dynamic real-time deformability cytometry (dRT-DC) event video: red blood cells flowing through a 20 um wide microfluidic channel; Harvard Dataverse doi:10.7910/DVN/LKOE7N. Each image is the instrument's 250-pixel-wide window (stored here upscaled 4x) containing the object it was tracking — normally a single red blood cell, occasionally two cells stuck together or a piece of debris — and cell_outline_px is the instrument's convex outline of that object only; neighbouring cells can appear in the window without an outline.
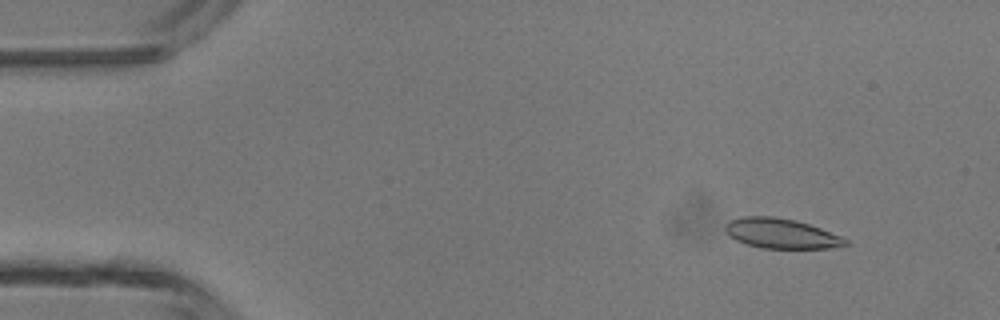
{"species": "common noctule bat (a hibernating species)", "species_latin": "Nyctalus noctula", "temperature_condition": "room temperature", "stored_images_in_passage": 47, "camera_frame_rate_fps": 3000, "um_per_image_px": 0.085, "animal": {"sex": "male", "body_mass_g": 13.3}, "frame": {"image": 1, "passage_image": 5, "time_ms": 1.333, "image_size_px": [1000, 320], "cell_outline_px": [[848, 244], [828, 248], [760, 248], [736, 240], [724, 228], [724, 224], [728, 220], [744, 216], [776, 216], [796, 220], [820, 228], [840, 236], [848, 240]], "centroid_in_image_um": [66.37, 19.83], "position_along_channel_um": 18.6, "area_um2": 20.81}}
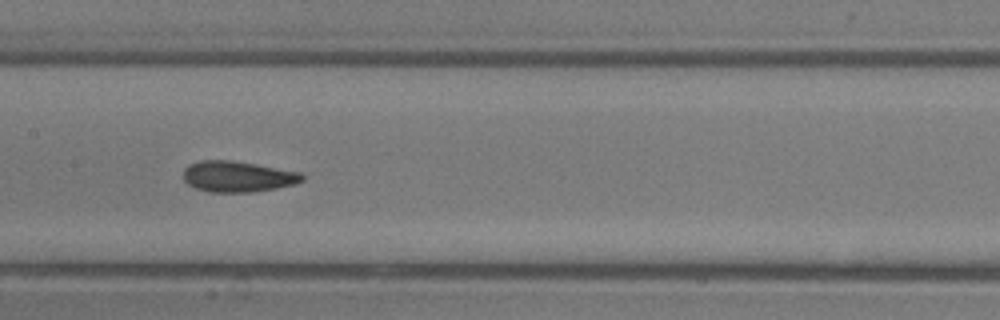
{"frame": {"image": 2, "passage_image": 23, "time_ms": 7.333, "image_size_px": [1000, 320], "cell_outline_px": [[304, 180], [296, 184], [276, 188], [252, 192], [208, 192], [196, 188], [188, 184], [184, 180], [184, 168], [188, 164], [200, 160], [232, 160], [256, 164], [300, 172], [304, 176]], "centroid_in_image_um": [20.2, 15.0], "position_along_channel_um": 187.2, "area_um2": 21.5}}
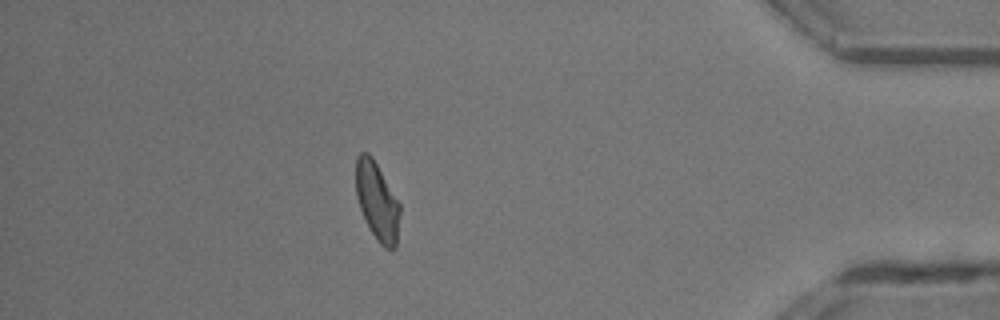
{"frame": {"image": 3, "passage_image": 41, "time_ms": 13.333, "image_size_px": [1000, 320], "cell_outline_px": [[400, 212], [396, 248], [384, 248], [380, 244], [372, 232], [360, 208], [356, 196], [356, 156], [360, 152], [368, 152], [372, 156], [400, 204]], "centroid_in_image_um": [32.05, 17.08], "position_along_channel_um": 403.1, "area_um2": 19.83}, "authors_computed_cell_mechanics": {"area_um2": 21.0392, "velocity_mm_per_s": 4.3834, "shape_relaxation_time_tau1_ms": 8.8843, "shape_relaxation_time_tau2_ms": 3.6406, "deformation_change_tau1": 0.2075, "deformation_change_tau2": 0.0888}}